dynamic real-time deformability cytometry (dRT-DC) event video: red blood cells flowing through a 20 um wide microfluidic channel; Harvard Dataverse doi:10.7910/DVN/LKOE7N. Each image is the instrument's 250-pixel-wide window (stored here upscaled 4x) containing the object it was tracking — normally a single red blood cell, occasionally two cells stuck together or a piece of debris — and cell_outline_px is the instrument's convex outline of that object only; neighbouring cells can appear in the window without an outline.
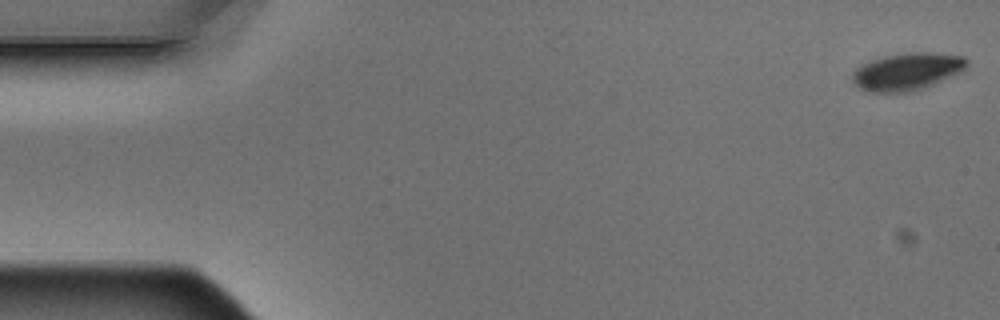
{"species": "Egyptian fruit bat (a non-hibernating species)", "species_latin": "Rousettus aegyptiacus", "temperature_condition": "warm", "stored_images_in_passage": 5, "camera_frame_rate_fps": 3000, "um_per_image_px": 0.085, "animal": {"sex": "male"}, "frame": {"image": 1, "passage_image": 1, "time_ms": 0.0, "image_size_px": [1000, 320], "cell_outline_px": [[968, 64], [960, 72], [924, 88], [912, 92], [868, 92], [852, 84], [852, 72], [856, 68], [872, 60], [884, 56], [912, 52], [928, 52], [964, 56], [968, 60]], "centroid_in_image_um": [77.08, 6.09], "position_along_channel_um": 7.9, "area_um2": 24.85}}
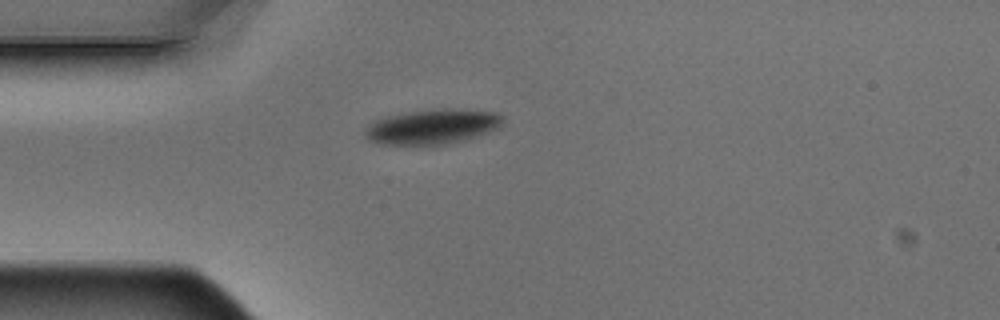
{"frame": {"image": 2, "passage_image": 5, "time_ms": 1.333, "image_size_px": [1000, 320], "cell_outline_px": [[504, 120], [500, 128], [480, 136], [448, 144], [380, 144], [368, 140], [364, 136], [364, 128], [372, 120], [388, 116], [408, 112], [444, 108], [460, 108], [500, 112], [504, 116]], "centroid_in_image_um": [36.81, 10.75], "position_along_channel_um": 48.2, "area_um2": 28.61}}